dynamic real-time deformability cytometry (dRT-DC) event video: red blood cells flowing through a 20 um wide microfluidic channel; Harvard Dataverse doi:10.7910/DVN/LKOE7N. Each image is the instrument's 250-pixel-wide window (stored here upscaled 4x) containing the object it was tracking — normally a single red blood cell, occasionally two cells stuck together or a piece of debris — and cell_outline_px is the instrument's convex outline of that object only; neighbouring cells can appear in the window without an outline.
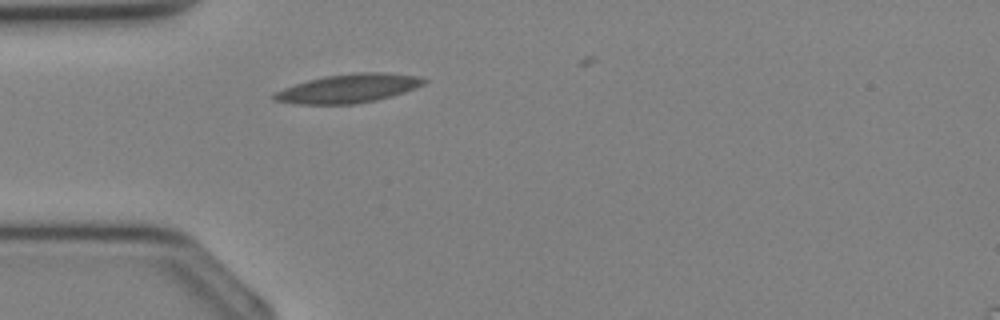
{"species": "Egyptian fruit bat (a non-hibernating species)", "species_latin": "Rousettus aegyptiacus", "temperature_condition": "cold", "stored_images_in_passage": 6, "camera_frame_rate_fps": 3000, "um_per_image_px": 0.085, "animal": {"sex": "female"}, "frame": {"image": 1, "passage_image": 1, "time_ms": 0.0, "image_size_px": [1000, 320], "cell_outline_px": [[428, 80], [424, 84], [404, 92], [392, 96], [376, 100], [356, 104], [296, 104], [272, 100], [272, 92], [308, 80], [324, 76], [356, 72], [380, 72], [420, 76]], "centroid_in_image_um": [29.6, 7.52], "position_along_channel_um": 55.4, "area_um2": 25.2}}
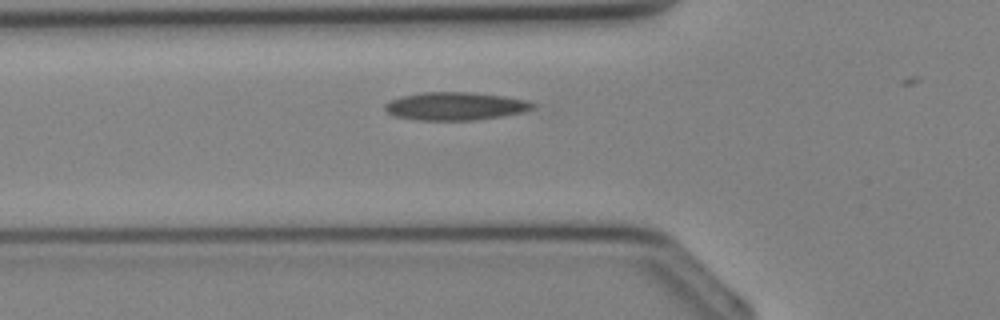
{"frame": {"image": 2, "passage_image": 3, "time_ms": 0.667, "image_size_px": [1000, 320], "cell_outline_px": [[536, 108], [524, 112], [476, 120], [416, 120], [396, 116], [388, 112], [384, 108], [384, 104], [388, 100], [400, 96], [424, 92], [472, 92], [504, 96], [528, 100], [536, 104]], "centroid_in_image_um": [38.72, 9.02], "position_along_channel_um": 87.1, "area_um2": 24.33}}
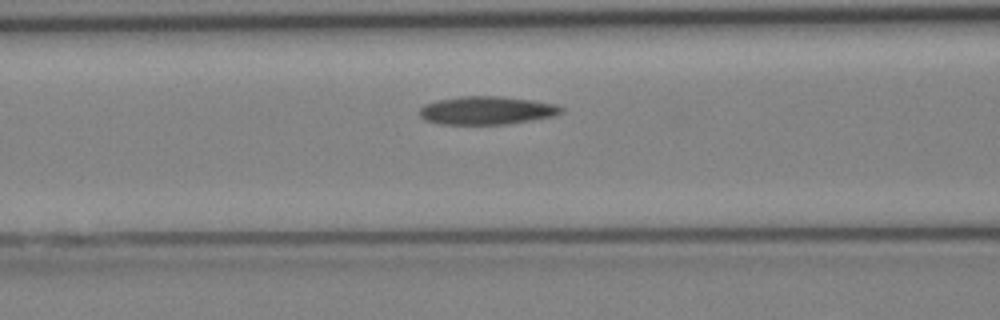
{"frame": {"image": 3, "passage_image": 5, "time_ms": 1.333, "image_size_px": [1000, 320], "cell_outline_px": [[564, 112], [556, 116], [532, 120], [504, 124], [440, 124], [424, 120], [420, 116], [420, 108], [424, 104], [436, 100], [460, 96], [500, 96], [532, 100], [556, 104], [564, 108]], "centroid_in_image_um": [41.39, 9.38], "position_along_channel_um": 125.2, "area_um2": 23.47}}